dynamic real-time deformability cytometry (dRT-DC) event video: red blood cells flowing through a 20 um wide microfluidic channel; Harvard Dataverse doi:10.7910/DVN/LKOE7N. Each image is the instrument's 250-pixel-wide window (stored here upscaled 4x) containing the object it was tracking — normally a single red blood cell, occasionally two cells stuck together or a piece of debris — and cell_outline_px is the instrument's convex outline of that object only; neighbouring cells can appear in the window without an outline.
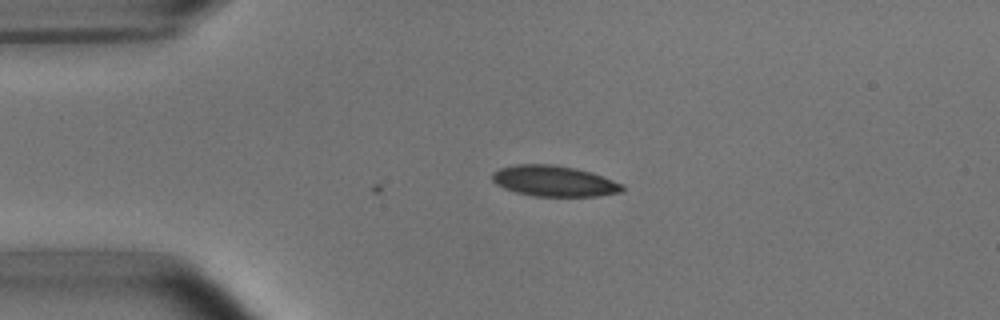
{"species": "common noctule bat (a hibernating species)", "species_latin": "Nyctalus noctula", "temperature_condition": "room temperature", "stored_images_in_passage": 2, "camera_frame_rate_fps": 3000, "um_per_image_px": 0.085, "animal": {"sex": "male", "body_mass_g": 15.6}, "frame": {"image": 1, "passage_image": 2, "time_ms": 0.333, "image_size_px": [1000, 320], "cell_outline_px": [[624, 188], [620, 192], [596, 196], [532, 196], [516, 192], [504, 188], [496, 184], [492, 180], [492, 172], [500, 168], [516, 164], [552, 164], [576, 168], [592, 172], [624, 184]], "centroid_in_image_um": [47.09, 15.38], "position_along_channel_um": 37.9, "area_um2": 23.41}}